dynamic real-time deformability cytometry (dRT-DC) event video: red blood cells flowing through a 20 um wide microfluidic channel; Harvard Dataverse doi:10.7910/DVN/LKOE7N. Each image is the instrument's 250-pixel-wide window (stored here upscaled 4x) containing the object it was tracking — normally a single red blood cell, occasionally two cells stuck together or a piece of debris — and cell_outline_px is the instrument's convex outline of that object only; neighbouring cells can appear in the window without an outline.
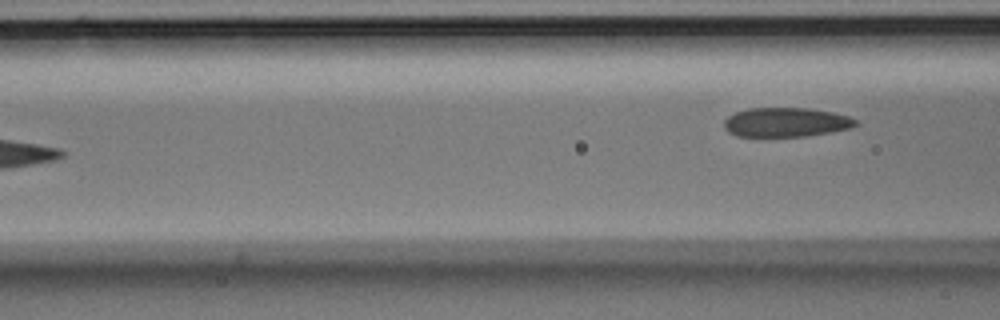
{"species": "Egyptian fruit bat (a non-hibernating species)", "species_latin": "Rousettus aegyptiacus", "temperature_condition": "room temperature", "stored_images_in_passage": 7, "camera_frame_rate_fps": 3000, "um_per_image_px": 0.085, "animal": {"sex": "male"}, "frame": {"image": 1, "passage_image": 7, "time_ms": 2.0, "image_size_px": [1000, 320], "cell_outline_px": [[860, 124], [852, 128], [832, 132], [808, 136], [736, 136], [728, 132], [724, 128], [724, 120], [728, 116], [736, 112], [748, 108], [808, 108], [832, 112], [848, 116], [856, 120]], "centroid_in_image_um": [66.83, 10.39], "position_along_channel_um": 99.8, "area_um2": 22.6}}